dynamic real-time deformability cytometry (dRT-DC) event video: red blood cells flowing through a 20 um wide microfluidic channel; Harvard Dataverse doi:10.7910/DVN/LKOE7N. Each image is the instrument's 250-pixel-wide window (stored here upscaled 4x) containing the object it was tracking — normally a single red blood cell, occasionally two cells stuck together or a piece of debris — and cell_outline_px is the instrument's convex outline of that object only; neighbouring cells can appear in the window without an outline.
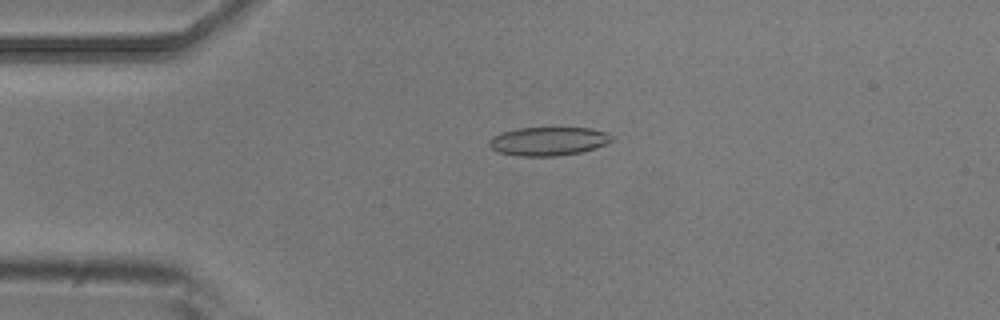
{"species": "common noctule bat (a hibernating species)", "species_latin": "Nyctalus noctula", "temperature_condition": "room temperature", "stored_images_in_passage": 3, "camera_frame_rate_fps": 3000, "um_per_image_px": 0.085, "animal": {"sex": "male", "body_mass_g": 20.5, "forearm_length_mm": 52.5}, "frame": {"image": 1, "passage_image": 2, "time_ms": 0.333, "image_size_px": [1000, 320], "cell_outline_px": [[616, 140], [596, 148], [580, 152], [556, 156], [516, 156], [496, 152], [488, 144], [488, 140], [492, 136], [516, 128], [592, 128], [604, 132], [612, 136]], "centroid_in_image_um": [46.6, 12.01], "position_along_channel_um": 38.4, "area_um2": 20.58}}